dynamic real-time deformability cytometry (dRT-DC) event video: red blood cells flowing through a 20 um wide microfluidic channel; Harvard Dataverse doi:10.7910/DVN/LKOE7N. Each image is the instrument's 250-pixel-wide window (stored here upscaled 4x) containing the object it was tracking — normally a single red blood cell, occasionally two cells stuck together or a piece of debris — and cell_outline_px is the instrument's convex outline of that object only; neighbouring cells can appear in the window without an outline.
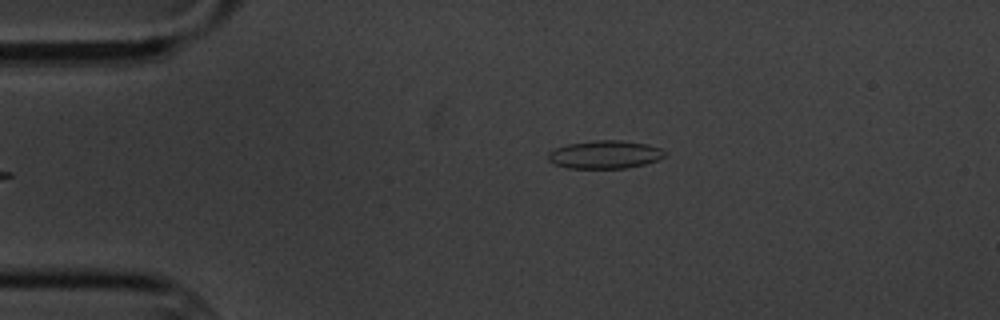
{"species": "common noctule bat (a hibernating species)", "species_latin": "Nyctalus noctula", "temperature_condition": "cold", "stored_images_in_passage": 4, "camera_frame_rate_fps": 3000, "um_per_image_px": 0.085, "animal": {"sex": "male", "body_mass_g": 20.1, "forearm_length_mm": 53.5}, "frame": {"image": 1, "passage_image": 4, "time_ms": 3.667, "image_size_px": [1000, 320], "cell_outline_px": [[668, 152], [660, 160], [644, 164], [624, 168], [568, 168], [552, 164], [548, 160], [548, 152], [556, 148], [568, 144], [596, 140], [620, 140], [648, 144], [660, 148]], "centroid_in_image_um": [51.43, 13.14], "position_along_channel_um": 33.6, "area_um2": 19.19}}